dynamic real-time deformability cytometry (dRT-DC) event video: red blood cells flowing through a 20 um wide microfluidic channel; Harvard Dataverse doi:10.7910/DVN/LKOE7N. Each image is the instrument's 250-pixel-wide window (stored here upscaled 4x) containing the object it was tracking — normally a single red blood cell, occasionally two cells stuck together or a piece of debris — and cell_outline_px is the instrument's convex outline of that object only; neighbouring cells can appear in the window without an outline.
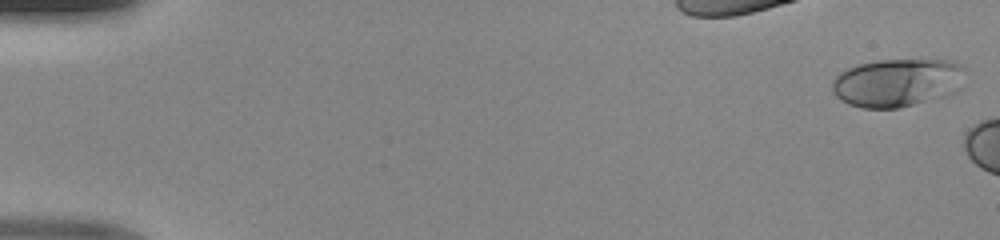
{"species": "human", "species_latin": "Homo sapiens", "temperature_condition": "room temperature", "stored_images_in_passage": 7, "camera_frame_rate_fps": 3000, "um_per_image_px": 0.085, "donor": {"sex": "male"}, "frame": {"image": 1, "passage_image": 1, "time_ms": 0.0, "image_size_px": [1000, 240], "cell_outline_px": [[964, 68], [940, 96], [900, 108], [864, 108], [848, 104], [840, 100], [832, 92], [832, 80], [840, 72], [848, 68], [860, 64], [876, 60], [952, 60], [960, 64]], "centroid_in_image_um": [76.02, 7.01], "position_along_channel_um": 9.0, "area_um2": 35.72}}